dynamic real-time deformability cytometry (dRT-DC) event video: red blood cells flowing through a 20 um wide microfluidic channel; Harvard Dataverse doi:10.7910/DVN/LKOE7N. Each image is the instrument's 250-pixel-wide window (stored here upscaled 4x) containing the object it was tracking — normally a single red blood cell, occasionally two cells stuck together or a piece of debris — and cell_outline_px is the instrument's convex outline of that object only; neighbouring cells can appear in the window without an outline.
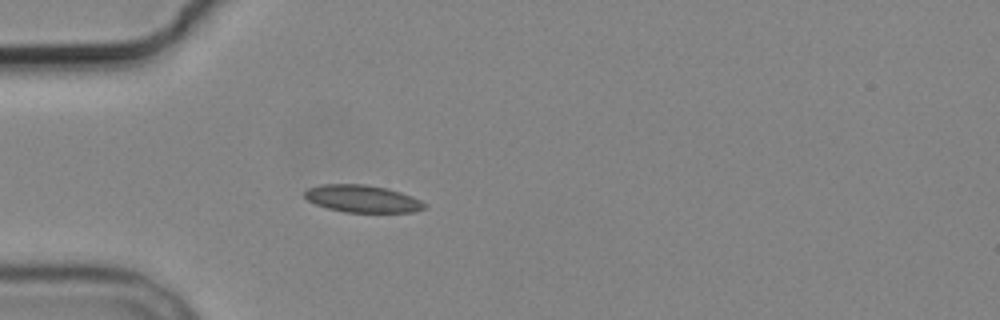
{"species": "common noctule bat (a hibernating species)", "species_latin": "Nyctalus noctula", "temperature_condition": "cold", "stored_images_in_passage": 3, "camera_frame_rate_fps": 3000, "um_per_image_px": 0.085, "animal": {"sex": "male", "body_mass_g": 19.2, "forearm_length_mm": 51.8}, "frame": {"image": 1, "passage_image": 3, "time_ms": 2.333, "image_size_px": [1000, 320], "cell_outline_px": [[424, 208], [412, 212], [344, 212], [328, 208], [316, 204], [308, 200], [304, 196], [304, 192], [308, 188], [320, 184], [364, 184], [388, 188], [412, 196], [420, 200], [424, 204]], "centroid_in_image_um": [30.77, 16.88], "position_along_channel_um": 54.2, "area_um2": 18.96}}